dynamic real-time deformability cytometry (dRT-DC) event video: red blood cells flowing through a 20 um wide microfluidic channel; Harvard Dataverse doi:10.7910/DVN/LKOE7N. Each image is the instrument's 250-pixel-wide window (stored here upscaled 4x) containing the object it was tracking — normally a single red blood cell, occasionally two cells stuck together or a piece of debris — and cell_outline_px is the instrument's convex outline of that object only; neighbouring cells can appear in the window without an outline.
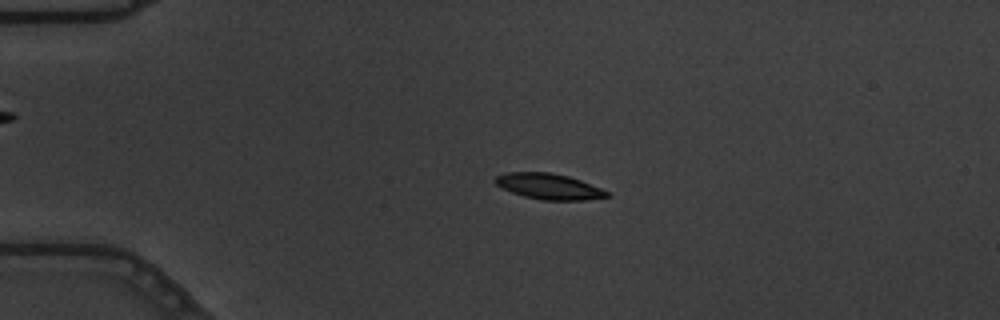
{"species": "common noctule bat (a hibernating species)", "species_latin": "Nyctalus noctula", "temperature_condition": "warm", "stored_images_in_passage": 57, "camera_frame_rate_fps": 3000, "um_per_image_px": 0.085, "animal": {"sex": "male", "body_mass_g": 19.5, "forearm_length_mm": 54.6}, "frame": {"image": 1, "passage_image": 14, "time_ms": 4.333, "image_size_px": [1000, 320], "cell_outline_px": [[608, 196], [584, 200], [540, 200], [524, 196], [500, 188], [492, 180], [496, 176], [504, 172], [552, 172], [568, 176], [580, 180], [600, 188], [608, 192]], "centroid_in_image_um": [46.57, 15.83], "position_along_channel_um": 38.4, "area_um2": 16.76}}
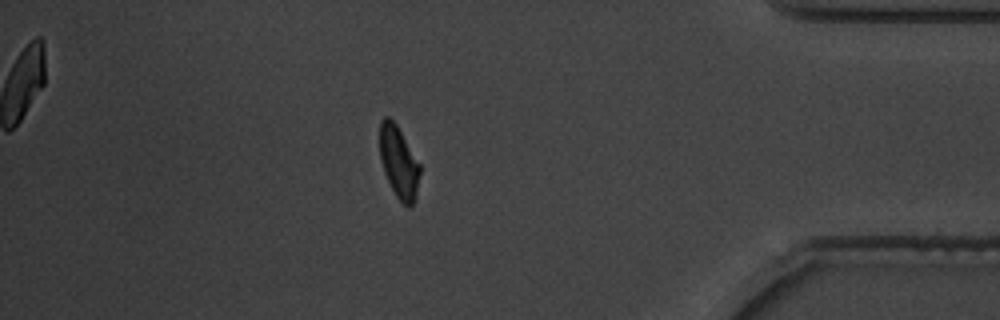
{"frame": {"image": 2, "passage_image": 50, "time_ms": 16.333, "image_size_px": [1000, 320], "cell_outline_px": [[420, 172], [416, 196], [412, 204], [408, 208], [396, 196], [384, 172], [380, 160], [380, 120], [384, 116], [388, 116], [396, 124], [420, 164]], "centroid_in_image_um": [33.89, 13.77], "position_along_channel_um": 401.3, "area_um2": 16.65}, "authors_computed_cell_mechanics": {"area_um2": 17.1088, "velocity_mm_per_s": 3.6458, "shape_relaxation_time_tau1_ms": 2.7004, "shape_relaxation_time_tau2_ms": 2.618, "deformation_change_tau1": 0.1427, "deformation_change_tau2": 0.0815}}